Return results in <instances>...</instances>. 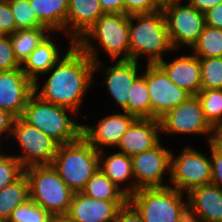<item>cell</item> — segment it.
Segmentation results:
<instances>
[{"label": "cell", "mask_w": 222, "mask_h": 222, "mask_svg": "<svg viewBox=\"0 0 222 222\" xmlns=\"http://www.w3.org/2000/svg\"><path fill=\"white\" fill-rule=\"evenodd\" d=\"M127 103V113L136 118H151V105L148 86L146 83V68L131 86Z\"/></svg>", "instance_id": "cell-27"}, {"label": "cell", "mask_w": 222, "mask_h": 222, "mask_svg": "<svg viewBox=\"0 0 222 222\" xmlns=\"http://www.w3.org/2000/svg\"><path fill=\"white\" fill-rule=\"evenodd\" d=\"M160 133L159 119L137 118L122 135L115 149L132 157L156 147L161 142Z\"/></svg>", "instance_id": "cell-18"}, {"label": "cell", "mask_w": 222, "mask_h": 222, "mask_svg": "<svg viewBox=\"0 0 222 222\" xmlns=\"http://www.w3.org/2000/svg\"><path fill=\"white\" fill-rule=\"evenodd\" d=\"M124 14H142L152 13L161 8L154 2V0H123Z\"/></svg>", "instance_id": "cell-36"}, {"label": "cell", "mask_w": 222, "mask_h": 222, "mask_svg": "<svg viewBox=\"0 0 222 222\" xmlns=\"http://www.w3.org/2000/svg\"><path fill=\"white\" fill-rule=\"evenodd\" d=\"M57 45L49 34L21 65L24 74L33 82L40 80L39 75L43 76L64 56Z\"/></svg>", "instance_id": "cell-23"}, {"label": "cell", "mask_w": 222, "mask_h": 222, "mask_svg": "<svg viewBox=\"0 0 222 222\" xmlns=\"http://www.w3.org/2000/svg\"><path fill=\"white\" fill-rule=\"evenodd\" d=\"M197 97L210 126L222 123V89H201Z\"/></svg>", "instance_id": "cell-30"}, {"label": "cell", "mask_w": 222, "mask_h": 222, "mask_svg": "<svg viewBox=\"0 0 222 222\" xmlns=\"http://www.w3.org/2000/svg\"><path fill=\"white\" fill-rule=\"evenodd\" d=\"M186 194L171 186L145 188L134 192L128 202L140 214L143 222H188Z\"/></svg>", "instance_id": "cell-6"}, {"label": "cell", "mask_w": 222, "mask_h": 222, "mask_svg": "<svg viewBox=\"0 0 222 222\" xmlns=\"http://www.w3.org/2000/svg\"><path fill=\"white\" fill-rule=\"evenodd\" d=\"M103 12L106 13H124L123 0H99Z\"/></svg>", "instance_id": "cell-42"}, {"label": "cell", "mask_w": 222, "mask_h": 222, "mask_svg": "<svg viewBox=\"0 0 222 222\" xmlns=\"http://www.w3.org/2000/svg\"><path fill=\"white\" fill-rule=\"evenodd\" d=\"M29 200V183L23 174L0 191V221L7 222L13 210Z\"/></svg>", "instance_id": "cell-26"}, {"label": "cell", "mask_w": 222, "mask_h": 222, "mask_svg": "<svg viewBox=\"0 0 222 222\" xmlns=\"http://www.w3.org/2000/svg\"><path fill=\"white\" fill-rule=\"evenodd\" d=\"M208 144L211 152V183L222 188V152L210 142Z\"/></svg>", "instance_id": "cell-38"}, {"label": "cell", "mask_w": 222, "mask_h": 222, "mask_svg": "<svg viewBox=\"0 0 222 222\" xmlns=\"http://www.w3.org/2000/svg\"><path fill=\"white\" fill-rule=\"evenodd\" d=\"M38 19L53 33L63 31L66 36L68 0H29Z\"/></svg>", "instance_id": "cell-24"}, {"label": "cell", "mask_w": 222, "mask_h": 222, "mask_svg": "<svg viewBox=\"0 0 222 222\" xmlns=\"http://www.w3.org/2000/svg\"><path fill=\"white\" fill-rule=\"evenodd\" d=\"M51 214L30 199L17 206L7 222H48Z\"/></svg>", "instance_id": "cell-33"}, {"label": "cell", "mask_w": 222, "mask_h": 222, "mask_svg": "<svg viewBox=\"0 0 222 222\" xmlns=\"http://www.w3.org/2000/svg\"><path fill=\"white\" fill-rule=\"evenodd\" d=\"M192 222H222V188L212 183L190 190L186 196Z\"/></svg>", "instance_id": "cell-17"}, {"label": "cell", "mask_w": 222, "mask_h": 222, "mask_svg": "<svg viewBox=\"0 0 222 222\" xmlns=\"http://www.w3.org/2000/svg\"><path fill=\"white\" fill-rule=\"evenodd\" d=\"M64 56L45 74L49 77L41 87L34 82V93L54 105L80 113L87 90L93 85L94 62L74 42L69 43ZM41 88V89H40Z\"/></svg>", "instance_id": "cell-1"}, {"label": "cell", "mask_w": 222, "mask_h": 222, "mask_svg": "<svg viewBox=\"0 0 222 222\" xmlns=\"http://www.w3.org/2000/svg\"><path fill=\"white\" fill-rule=\"evenodd\" d=\"M190 52L198 58L222 57V29L206 25Z\"/></svg>", "instance_id": "cell-29"}, {"label": "cell", "mask_w": 222, "mask_h": 222, "mask_svg": "<svg viewBox=\"0 0 222 222\" xmlns=\"http://www.w3.org/2000/svg\"><path fill=\"white\" fill-rule=\"evenodd\" d=\"M51 165L74 193L81 192L99 169V152L81 135L59 145Z\"/></svg>", "instance_id": "cell-5"}, {"label": "cell", "mask_w": 222, "mask_h": 222, "mask_svg": "<svg viewBox=\"0 0 222 222\" xmlns=\"http://www.w3.org/2000/svg\"><path fill=\"white\" fill-rule=\"evenodd\" d=\"M0 150V191L24 174V167L14 156Z\"/></svg>", "instance_id": "cell-34"}, {"label": "cell", "mask_w": 222, "mask_h": 222, "mask_svg": "<svg viewBox=\"0 0 222 222\" xmlns=\"http://www.w3.org/2000/svg\"><path fill=\"white\" fill-rule=\"evenodd\" d=\"M207 26L222 29V3L205 12Z\"/></svg>", "instance_id": "cell-40"}, {"label": "cell", "mask_w": 222, "mask_h": 222, "mask_svg": "<svg viewBox=\"0 0 222 222\" xmlns=\"http://www.w3.org/2000/svg\"><path fill=\"white\" fill-rule=\"evenodd\" d=\"M13 139L21 147L20 155H14L24 168L34 165H51L59 144L40 129L28 124L21 117L12 123Z\"/></svg>", "instance_id": "cell-9"}, {"label": "cell", "mask_w": 222, "mask_h": 222, "mask_svg": "<svg viewBox=\"0 0 222 222\" xmlns=\"http://www.w3.org/2000/svg\"><path fill=\"white\" fill-rule=\"evenodd\" d=\"M160 142L156 147L131 157L135 192L145 188L169 186L163 183L166 173L170 178L171 150Z\"/></svg>", "instance_id": "cell-12"}, {"label": "cell", "mask_w": 222, "mask_h": 222, "mask_svg": "<svg viewBox=\"0 0 222 222\" xmlns=\"http://www.w3.org/2000/svg\"><path fill=\"white\" fill-rule=\"evenodd\" d=\"M151 119H159L167 111L185 102L191 95L177 87L157 64L146 65Z\"/></svg>", "instance_id": "cell-13"}, {"label": "cell", "mask_w": 222, "mask_h": 222, "mask_svg": "<svg viewBox=\"0 0 222 222\" xmlns=\"http://www.w3.org/2000/svg\"><path fill=\"white\" fill-rule=\"evenodd\" d=\"M99 0H68L66 36L76 43L103 15Z\"/></svg>", "instance_id": "cell-21"}, {"label": "cell", "mask_w": 222, "mask_h": 222, "mask_svg": "<svg viewBox=\"0 0 222 222\" xmlns=\"http://www.w3.org/2000/svg\"><path fill=\"white\" fill-rule=\"evenodd\" d=\"M188 146V147H187ZM175 157L171 152L169 186L182 192L211 183V157L187 145Z\"/></svg>", "instance_id": "cell-8"}, {"label": "cell", "mask_w": 222, "mask_h": 222, "mask_svg": "<svg viewBox=\"0 0 222 222\" xmlns=\"http://www.w3.org/2000/svg\"><path fill=\"white\" fill-rule=\"evenodd\" d=\"M16 31L14 16L7 0H0V35H11Z\"/></svg>", "instance_id": "cell-37"}, {"label": "cell", "mask_w": 222, "mask_h": 222, "mask_svg": "<svg viewBox=\"0 0 222 222\" xmlns=\"http://www.w3.org/2000/svg\"><path fill=\"white\" fill-rule=\"evenodd\" d=\"M104 152L105 150L99 152V169L127 197H129L135 192V181L132 172L131 157L118 151L115 153L112 152L109 156H107L108 154ZM125 182H130V184L127 186V183L125 184Z\"/></svg>", "instance_id": "cell-22"}, {"label": "cell", "mask_w": 222, "mask_h": 222, "mask_svg": "<svg viewBox=\"0 0 222 222\" xmlns=\"http://www.w3.org/2000/svg\"><path fill=\"white\" fill-rule=\"evenodd\" d=\"M182 0L162 8L171 44L175 50L182 45L192 48L206 26L205 13L199 12Z\"/></svg>", "instance_id": "cell-10"}, {"label": "cell", "mask_w": 222, "mask_h": 222, "mask_svg": "<svg viewBox=\"0 0 222 222\" xmlns=\"http://www.w3.org/2000/svg\"><path fill=\"white\" fill-rule=\"evenodd\" d=\"M75 45L94 62V73L100 71L99 68L104 64L99 62L98 49L106 51L112 61L130 60L129 15L103 14Z\"/></svg>", "instance_id": "cell-2"}, {"label": "cell", "mask_w": 222, "mask_h": 222, "mask_svg": "<svg viewBox=\"0 0 222 222\" xmlns=\"http://www.w3.org/2000/svg\"><path fill=\"white\" fill-rule=\"evenodd\" d=\"M34 93V82L21 68L0 72V109L14 118L21 117Z\"/></svg>", "instance_id": "cell-14"}, {"label": "cell", "mask_w": 222, "mask_h": 222, "mask_svg": "<svg viewBox=\"0 0 222 222\" xmlns=\"http://www.w3.org/2000/svg\"><path fill=\"white\" fill-rule=\"evenodd\" d=\"M128 200H101L74 193L66 216L73 222H114Z\"/></svg>", "instance_id": "cell-16"}, {"label": "cell", "mask_w": 222, "mask_h": 222, "mask_svg": "<svg viewBox=\"0 0 222 222\" xmlns=\"http://www.w3.org/2000/svg\"><path fill=\"white\" fill-rule=\"evenodd\" d=\"M69 112L71 117L77 116L72 109L44 101L33 93L21 118L61 145L76 141L81 136L82 124L70 118Z\"/></svg>", "instance_id": "cell-4"}, {"label": "cell", "mask_w": 222, "mask_h": 222, "mask_svg": "<svg viewBox=\"0 0 222 222\" xmlns=\"http://www.w3.org/2000/svg\"><path fill=\"white\" fill-rule=\"evenodd\" d=\"M161 134H184L207 136V144L212 138V127L206 121L201 102L197 95L190 96L159 118Z\"/></svg>", "instance_id": "cell-11"}, {"label": "cell", "mask_w": 222, "mask_h": 222, "mask_svg": "<svg viewBox=\"0 0 222 222\" xmlns=\"http://www.w3.org/2000/svg\"><path fill=\"white\" fill-rule=\"evenodd\" d=\"M201 89H222V57L200 58Z\"/></svg>", "instance_id": "cell-32"}, {"label": "cell", "mask_w": 222, "mask_h": 222, "mask_svg": "<svg viewBox=\"0 0 222 222\" xmlns=\"http://www.w3.org/2000/svg\"><path fill=\"white\" fill-rule=\"evenodd\" d=\"M116 62V63H115ZM112 66H106L104 83L109 95L114 99L117 106L123 112H127L128 98L130 97L131 86L139 76V65L134 60H115Z\"/></svg>", "instance_id": "cell-19"}, {"label": "cell", "mask_w": 222, "mask_h": 222, "mask_svg": "<svg viewBox=\"0 0 222 222\" xmlns=\"http://www.w3.org/2000/svg\"><path fill=\"white\" fill-rule=\"evenodd\" d=\"M179 0H154V2L162 9L164 6L177 2Z\"/></svg>", "instance_id": "cell-46"}, {"label": "cell", "mask_w": 222, "mask_h": 222, "mask_svg": "<svg viewBox=\"0 0 222 222\" xmlns=\"http://www.w3.org/2000/svg\"><path fill=\"white\" fill-rule=\"evenodd\" d=\"M52 31L49 28L18 29L10 35L16 60L22 65Z\"/></svg>", "instance_id": "cell-25"}, {"label": "cell", "mask_w": 222, "mask_h": 222, "mask_svg": "<svg viewBox=\"0 0 222 222\" xmlns=\"http://www.w3.org/2000/svg\"><path fill=\"white\" fill-rule=\"evenodd\" d=\"M81 192L101 200H128V197L100 169L87 181Z\"/></svg>", "instance_id": "cell-28"}, {"label": "cell", "mask_w": 222, "mask_h": 222, "mask_svg": "<svg viewBox=\"0 0 222 222\" xmlns=\"http://www.w3.org/2000/svg\"><path fill=\"white\" fill-rule=\"evenodd\" d=\"M21 68L15 58L10 35H0V72Z\"/></svg>", "instance_id": "cell-35"}, {"label": "cell", "mask_w": 222, "mask_h": 222, "mask_svg": "<svg viewBox=\"0 0 222 222\" xmlns=\"http://www.w3.org/2000/svg\"><path fill=\"white\" fill-rule=\"evenodd\" d=\"M13 120L14 117L12 115L0 109V143L2 139L1 136H3V134H5L6 138L11 136Z\"/></svg>", "instance_id": "cell-41"}, {"label": "cell", "mask_w": 222, "mask_h": 222, "mask_svg": "<svg viewBox=\"0 0 222 222\" xmlns=\"http://www.w3.org/2000/svg\"><path fill=\"white\" fill-rule=\"evenodd\" d=\"M29 183V199L51 215H66L74 192L52 165L24 168Z\"/></svg>", "instance_id": "cell-7"}, {"label": "cell", "mask_w": 222, "mask_h": 222, "mask_svg": "<svg viewBox=\"0 0 222 222\" xmlns=\"http://www.w3.org/2000/svg\"><path fill=\"white\" fill-rule=\"evenodd\" d=\"M157 65L177 87L187 91L191 96L197 95L201 90L200 58L194 53L181 55L170 62L163 59Z\"/></svg>", "instance_id": "cell-20"}, {"label": "cell", "mask_w": 222, "mask_h": 222, "mask_svg": "<svg viewBox=\"0 0 222 222\" xmlns=\"http://www.w3.org/2000/svg\"><path fill=\"white\" fill-rule=\"evenodd\" d=\"M210 143L222 152V123L213 127Z\"/></svg>", "instance_id": "cell-44"}, {"label": "cell", "mask_w": 222, "mask_h": 222, "mask_svg": "<svg viewBox=\"0 0 222 222\" xmlns=\"http://www.w3.org/2000/svg\"><path fill=\"white\" fill-rule=\"evenodd\" d=\"M114 222H143L140 214L127 201L119 210Z\"/></svg>", "instance_id": "cell-39"}, {"label": "cell", "mask_w": 222, "mask_h": 222, "mask_svg": "<svg viewBox=\"0 0 222 222\" xmlns=\"http://www.w3.org/2000/svg\"><path fill=\"white\" fill-rule=\"evenodd\" d=\"M129 49L130 60L139 62L141 56L147 55V64H157L164 59V53L175 51L162 9L129 15Z\"/></svg>", "instance_id": "cell-3"}, {"label": "cell", "mask_w": 222, "mask_h": 222, "mask_svg": "<svg viewBox=\"0 0 222 222\" xmlns=\"http://www.w3.org/2000/svg\"><path fill=\"white\" fill-rule=\"evenodd\" d=\"M48 222H73L66 215H51Z\"/></svg>", "instance_id": "cell-45"}, {"label": "cell", "mask_w": 222, "mask_h": 222, "mask_svg": "<svg viewBox=\"0 0 222 222\" xmlns=\"http://www.w3.org/2000/svg\"><path fill=\"white\" fill-rule=\"evenodd\" d=\"M191 6H193L199 12L205 13L209 9L216 7L222 0H186Z\"/></svg>", "instance_id": "cell-43"}, {"label": "cell", "mask_w": 222, "mask_h": 222, "mask_svg": "<svg viewBox=\"0 0 222 222\" xmlns=\"http://www.w3.org/2000/svg\"><path fill=\"white\" fill-rule=\"evenodd\" d=\"M15 19L16 30L47 28L37 17L29 0H7Z\"/></svg>", "instance_id": "cell-31"}, {"label": "cell", "mask_w": 222, "mask_h": 222, "mask_svg": "<svg viewBox=\"0 0 222 222\" xmlns=\"http://www.w3.org/2000/svg\"><path fill=\"white\" fill-rule=\"evenodd\" d=\"M137 118L122 111L99 119L95 126L83 125L81 135L98 151L118 146L122 135Z\"/></svg>", "instance_id": "cell-15"}]
</instances>
